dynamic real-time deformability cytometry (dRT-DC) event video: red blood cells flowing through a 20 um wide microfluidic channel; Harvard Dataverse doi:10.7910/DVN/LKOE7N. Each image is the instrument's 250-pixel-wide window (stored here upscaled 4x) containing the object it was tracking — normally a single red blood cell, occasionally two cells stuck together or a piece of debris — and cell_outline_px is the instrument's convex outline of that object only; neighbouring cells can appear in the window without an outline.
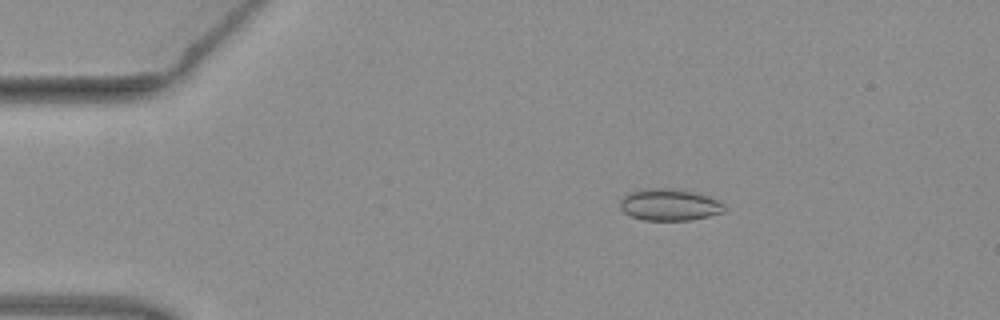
{"species": "common noctule bat (a hibernating species)", "species_latin": "Nyctalus noctula", "temperature_condition": "warm", "stored_images_in_passage": 52, "camera_frame_rate_fps": 3000, "um_per_image_px": 0.085, "animal": {"sex": "female", "body_mass_g": 19.3, "forearm_length_mm": 54.1}, "frame": {"image": 1, "passage_image": 10, "time_ms": 3.0, "image_size_px": [1000, 320], "cell_outline_px": [[724, 212], [708, 216], [688, 220], [644, 220], [632, 216], [624, 212], [620, 208], [620, 200], [628, 192], [644, 188], [668, 188], [696, 192], [720, 200], [724, 204]], "centroid_in_image_um": [56.9, 17.39], "position_along_channel_um": 28.1, "area_um2": 19.36}}
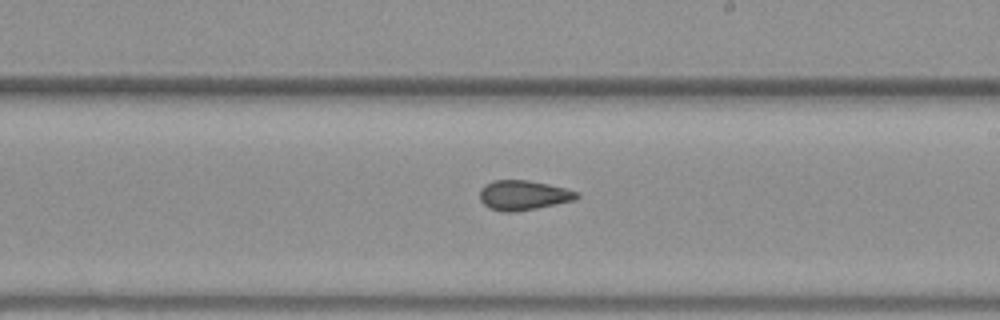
{"frame": {"image": 2, "passage_image": 31, "time_ms": 10.0, "image_size_px": [1000, 320], "cell_outline_px": [[580, 196], [576, 200], [536, 208], [512, 212], [504, 212], [488, 208], [480, 200], [480, 188], [484, 184], [492, 180], [528, 180], [548, 184], [580, 192]], "centroid_in_image_um": [44.48, 16.59], "position_along_channel_um": 244.5, "area_um2": 16.94}}
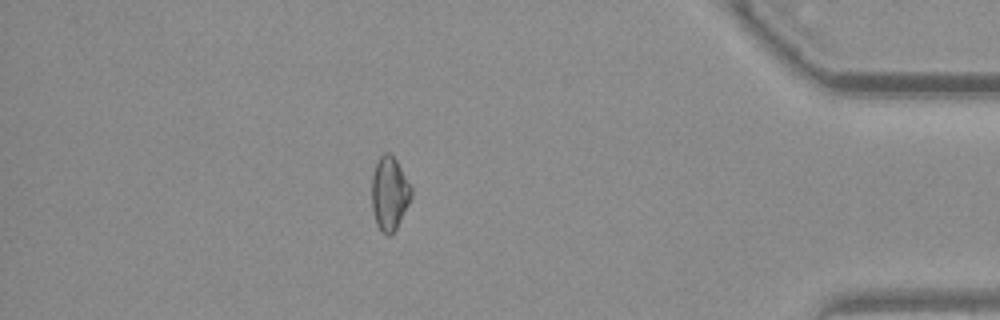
{"frame": {"image": 3, "passage_image": 46, "time_ms": 15.0, "image_size_px": [1000, 320], "cell_outline_px": [[412, 196], [396, 228], [388, 236], [376, 224], [372, 208], [372, 176], [376, 160], [384, 152], [388, 152], [396, 160], [412, 188]], "centroid_in_image_um": [33.09, 16.41], "position_along_channel_um": 402.1, "area_um2": 16.7}, "authors_computed_cell_mechanics": {"area_um2": 17.5134, "velocity_mm_per_s": 3.9954, "shape_relaxation_time_tau1_ms": 6.0583, "shape_relaxation_time_tau2_ms": 2.9445, "deformation_change_tau1": 0.0989, "deformation_change_tau2": 0.0836}}